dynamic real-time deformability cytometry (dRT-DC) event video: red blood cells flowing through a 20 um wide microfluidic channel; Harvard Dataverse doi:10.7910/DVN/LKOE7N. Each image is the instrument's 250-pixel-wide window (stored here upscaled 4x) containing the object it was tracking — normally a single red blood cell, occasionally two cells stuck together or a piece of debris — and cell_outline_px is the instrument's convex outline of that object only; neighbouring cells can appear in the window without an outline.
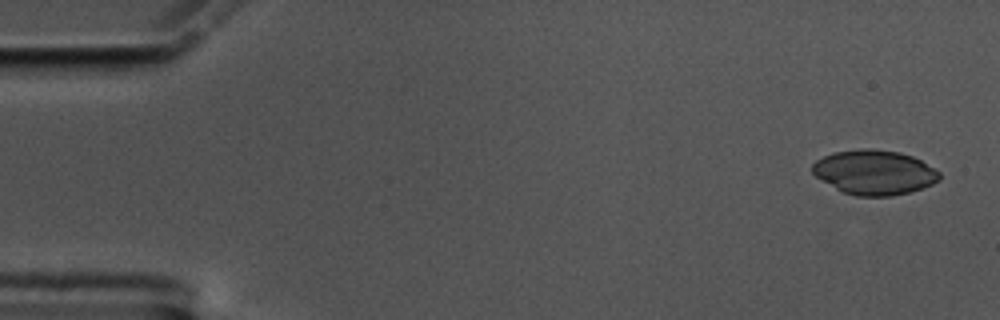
{"species": "common noctule bat (a hibernating species)", "species_latin": "Nyctalus noctula", "temperature_condition": "cold", "stored_images_in_passage": 13, "camera_frame_rate_fps": 3000, "um_per_image_px": 0.085, "animal": {"sex": "male", "body_mass_g": 17.5, "forearm_length_mm": 52.3}, "frame": {"image": 1, "passage_image": 1, "time_ms": 0.0, "image_size_px": [1000, 320], "cell_outline_px": [[940, 180], [932, 184], [908, 192], [892, 196], [856, 196], [840, 192], [816, 176], [812, 172], [812, 164], [816, 160], [824, 156], [836, 152], [860, 148], [868, 148], [900, 152], [912, 156], [936, 168], [940, 172]], "centroid_in_image_um": [74.32, 14.65], "position_along_channel_um": 10.7, "area_um2": 33.12}}